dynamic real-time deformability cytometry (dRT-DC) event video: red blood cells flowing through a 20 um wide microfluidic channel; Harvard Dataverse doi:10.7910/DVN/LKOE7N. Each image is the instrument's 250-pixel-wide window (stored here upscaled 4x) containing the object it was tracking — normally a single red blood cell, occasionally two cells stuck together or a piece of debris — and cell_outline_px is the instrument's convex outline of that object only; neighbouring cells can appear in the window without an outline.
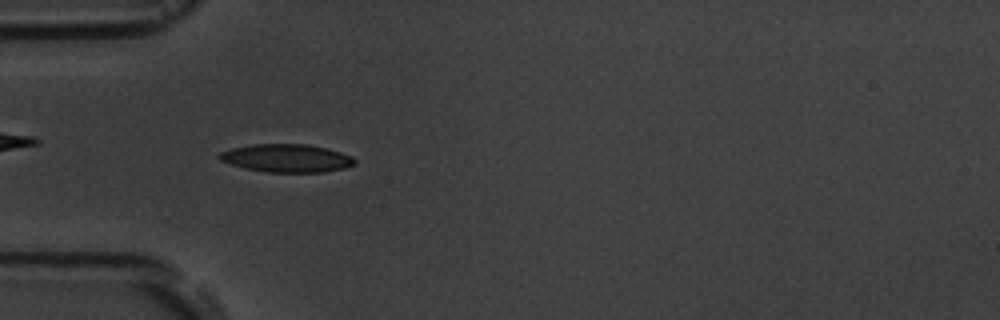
{"species": "common noctule bat (a hibernating species)", "species_latin": "Nyctalus noctula", "temperature_condition": "room temperature", "stored_images_in_passage": 6, "camera_frame_rate_fps": 3000, "um_per_image_px": 0.085, "animal": {"sex": "male", "body_mass_g": 19.5, "forearm_length_mm": 54.6}, "frame": {"image": 1, "passage_image": 6, "time_ms": 6.333, "image_size_px": [1000, 320], "cell_outline_px": [[356, 164], [344, 168], [324, 172], [268, 172], [244, 168], [220, 160], [216, 156], [220, 152], [232, 148], [252, 144], [308, 144], [328, 148], [352, 156], [356, 160]], "centroid_in_image_um": [24.38, 13.44], "position_along_channel_um": 60.6, "area_um2": 22.2}}